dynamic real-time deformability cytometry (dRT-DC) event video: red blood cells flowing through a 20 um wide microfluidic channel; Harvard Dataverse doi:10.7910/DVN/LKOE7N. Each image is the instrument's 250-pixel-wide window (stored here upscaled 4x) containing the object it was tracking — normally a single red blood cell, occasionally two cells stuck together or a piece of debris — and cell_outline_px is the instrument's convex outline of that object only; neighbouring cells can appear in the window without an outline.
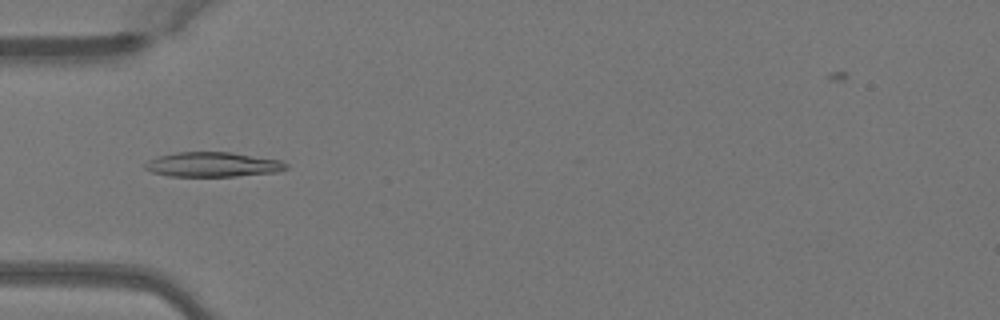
{"species": "Egyptian fruit bat (a non-hibernating species)", "species_latin": "Rousettus aegyptiacus", "temperature_condition": "warm", "stored_images_in_passage": 46, "camera_frame_rate_fps": 3000, "um_per_image_px": 0.085, "animal": {"sex": "female"}, "frame": {"image": 1, "passage_image": 14, "time_ms": 4.333, "image_size_px": [1000, 320], "cell_outline_px": [[288, 168], [276, 172], [236, 176], [168, 176], [152, 172], [144, 168], [144, 164], [148, 160], [156, 156], [176, 152], [232, 152], [280, 160], [288, 164]], "centroid_in_image_um": [18.06, 13.98], "position_along_channel_um": 66.9, "area_um2": 20.4}}
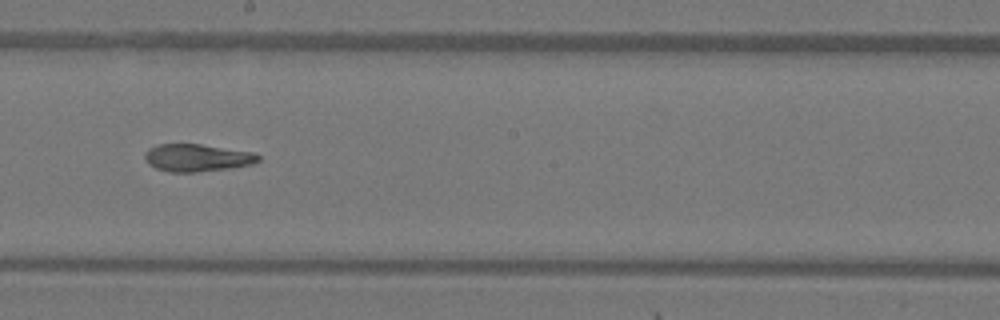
{"frame": {"image": 2, "passage_image": 26, "time_ms": 8.333, "image_size_px": [1000, 320], "cell_outline_px": [[260, 160], [252, 164], [228, 168], [196, 172], [168, 172], [156, 168], [148, 164], [144, 156], [144, 152], [148, 148], [156, 144], [200, 144], [256, 152], [260, 156]], "centroid_in_image_um": [16.74, 13.4], "position_along_channel_um": 231.5, "area_um2": 18.32}}
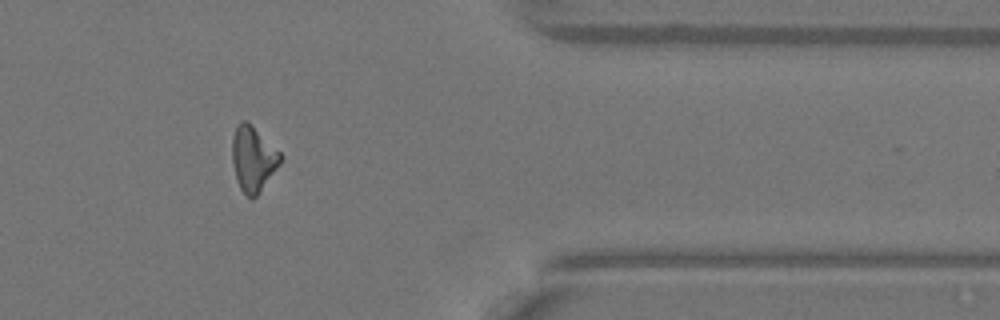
{"frame": {"image": 3, "passage_image": 39, "time_ms": 12.667, "image_size_px": [1000, 320], "cell_outline_px": [[284, 156], [280, 164], [256, 196], [252, 200], [240, 188], [236, 180], [232, 164], [232, 136], [240, 120], [244, 120], [280, 152]], "centroid_in_image_um": [21.5, 13.53], "position_along_channel_um": 389.9, "area_um2": 17.98}, "authors_computed_cell_mechanics": {"area_um2": 18.7272, "velocity_mm_per_s": 4.1022, "shape_relaxation_time_tau1_ms": 9.8712, "shape_relaxation_time_tau2_ms": 5.964, "deformation_change_tau1": 0.2734, "deformation_change_tau2": 0.1131}}